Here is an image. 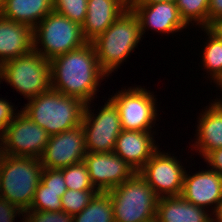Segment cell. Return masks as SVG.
I'll return each mask as SVG.
<instances>
[{"label": "cell", "mask_w": 222, "mask_h": 222, "mask_svg": "<svg viewBox=\"0 0 222 222\" xmlns=\"http://www.w3.org/2000/svg\"><path fill=\"white\" fill-rule=\"evenodd\" d=\"M208 28L222 40V19L216 20Z\"/></svg>", "instance_id": "836d02e7"}, {"label": "cell", "mask_w": 222, "mask_h": 222, "mask_svg": "<svg viewBox=\"0 0 222 222\" xmlns=\"http://www.w3.org/2000/svg\"><path fill=\"white\" fill-rule=\"evenodd\" d=\"M87 153L82 125L51 135L40 162L43 168L62 169L80 163Z\"/></svg>", "instance_id": "7c38bea8"}, {"label": "cell", "mask_w": 222, "mask_h": 222, "mask_svg": "<svg viewBox=\"0 0 222 222\" xmlns=\"http://www.w3.org/2000/svg\"><path fill=\"white\" fill-rule=\"evenodd\" d=\"M54 11L82 26L88 9V0H53Z\"/></svg>", "instance_id": "83f0119b"}, {"label": "cell", "mask_w": 222, "mask_h": 222, "mask_svg": "<svg viewBox=\"0 0 222 222\" xmlns=\"http://www.w3.org/2000/svg\"><path fill=\"white\" fill-rule=\"evenodd\" d=\"M63 172L67 189L72 190H96L92 185L86 164L82 161L60 169Z\"/></svg>", "instance_id": "484cf974"}, {"label": "cell", "mask_w": 222, "mask_h": 222, "mask_svg": "<svg viewBox=\"0 0 222 222\" xmlns=\"http://www.w3.org/2000/svg\"><path fill=\"white\" fill-rule=\"evenodd\" d=\"M154 131L122 130L116 139L114 153L138 172L159 148Z\"/></svg>", "instance_id": "2e32d148"}, {"label": "cell", "mask_w": 222, "mask_h": 222, "mask_svg": "<svg viewBox=\"0 0 222 222\" xmlns=\"http://www.w3.org/2000/svg\"><path fill=\"white\" fill-rule=\"evenodd\" d=\"M22 222H73V215L63 211L27 210Z\"/></svg>", "instance_id": "f1b7e54d"}, {"label": "cell", "mask_w": 222, "mask_h": 222, "mask_svg": "<svg viewBox=\"0 0 222 222\" xmlns=\"http://www.w3.org/2000/svg\"><path fill=\"white\" fill-rule=\"evenodd\" d=\"M106 76L91 42L50 60L51 88L85 104L94 101L100 80Z\"/></svg>", "instance_id": "6da1fadb"}, {"label": "cell", "mask_w": 222, "mask_h": 222, "mask_svg": "<svg viewBox=\"0 0 222 222\" xmlns=\"http://www.w3.org/2000/svg\"><path fill=\"white\" fill-rule=\"evenodd\" d=\"M208 37L202 52V64L210 74L214 83L222 76V40L208 27L201 28Z\"/></svg>", "instance_id": "cb8c5ba5"}, {"label": "cell", "mask_w": 222, "mask_h": 222, "mask_svg": "<svg viewBox=\"0 0 222 222\" xmlns=\"http://www.w3.org/2000/svg\"><path fill=\"white\" fill-rule=\"evenodd\" d=\"M91 102L85 105L82 127L87 152H114L116 139L122 132L120 113L114 102L108 98L99 112L94 114ZM91 109V110H90ZM96 116V117H95Z\"/></svg>", "instance_id": "ba28073f"}, {"label": "cell", "mask_w": 222, "mask_h": 222, "mask_svg": "<svg viewBox=\"0 0 222 222\" xmlns=\"http://www.w3.org/2000/svg\"><path fill=\"white\" fill-rule=\"evenodd\" d=\"M86 164L90 181L98 192H108L130 179L136 170L114 152H87Z\"/></svg>", "instance_id": "4fadbf2b"}, {"label": "cell", "mask_w": 222, "mask_h": 222, "mask_svg": "<svg viewBox=\"0 0 222 222\" xmlns=\"http://www.w3.org/2000/svg\"><path fill=\"white\" fill-rule=\"evenodd\" d=\"M140 22L142 37L149 28L160 34H174L189 27L180 16L176 3L130 4Z\"/></svg>", "instance_id": "5bb4252c"}, {"label": "cell", "mask_w": 222, "mask_h": 222, "mask_svg": "<svg viewBox=\"0 0 222 222\" xmlns=\"http://www.w3.org/2000/svg\"><path fill=\"white\" fill-rule=\"evenodd\" d=\"M159 149L138 172L158 197L180 196L186 168L176 156L161 152Z\"/></svg>", "instance_id": "8fae6325"}, {"label": "cell", "mask_w": 222, "mask_h": 222, "mask_svg": "<svg viewBox=\"0 0 222 222\" xmlns=\"http://www.w3.org/2000/svg\"><path fill=\"white\" fill-rule=\"evenodd\" d=\"M212 102L198 117L195 145H192L202 158L209 152L222 148V102Z\"/></svg>", "instance_id": "ac0fdd59"}, {"label": "cell", "mask_w": 222, "mask_h": 222, "mask_svg": "<svg viewBox=\"0 0 222 222\" xmlns=\"http://www.w3.org/2000/svg\"><path fill=\"white\" fill-rule=\"evenodd\" d=\"M204 160L208 167L222 176V148L209 152Z\"/></svg>", "instance_id": "1f68e13d"}, {"label": "cell", "mask_w": 222, "mask_h": 222, "mask_svg": "<svg viewBox=\"0 0 222 222\" xmlns=\"http://www.w3.org/2000/svg\"><path fill=\"white\" fill-rule=\"evenodd\" d=\"M141 86L118 91L111 100L120 113L122 130L151 131L157 120L156 98Z\"/></svg>", "instance_id": "9c48e42d"}, {"label": "cell", "mask_w": 222, "mask_h": 222, "mask_svg": "<svg viewBox=\"0 0 222 222\" xmlns=\"http://www.w3.org/2000/svg\"><path fill=\"white\" fill-rule=\"evenodd\" d=\"M42 170L40 159L4 154L0 160V198L23 212L29 210L41 181Z\"/></svg>", "instance_id": "277c9868"}, {"label": "cell", "mask_w": 222, "mask_h": 222, "mask_svg": "<svg viewBox=\"0 0 222 222\" xmlns=\"http://www.w3.org/2000/svg\"><path fill=\"white\" fill-rule=\"evenodd\" d=\"M3 153V144H2V135H0V160L2 159Z\"/></svg>", "instance_id": "74e56055"}, {"label": "cell", "mask_w": 222, "mask_h": 222, "mask_svg": "<svg viewBox=\"0 0 222 222\" xmlns=\"http://www.w3.org/2000/svg\"><path fill=\"white\" fill-rule=\"evenodd\" d=\"M66 190L63 172L60 169L43 168L41 181L29 210L62 211L61 197Z\"/></svg>", "instance_id": "44dd1931"}, {"label": "cell", "mask_w": 222, "mask_h": 222, "mask_svg": "<svg viewBox=\"0 0 222 222\" xmlns=\"http://www.w3.org/2000/svg\"><path fill=\"white\" fill-rule=\"evenodd\" d=\"M14 109V105H11V102L6 101L3 97L0 98V135L4 133L7 126L14 120L17 114L16 109Z\"/></svg>", "instance_id": "f546056e"}, {"label": "cell", "mask_w": 222, "mask_h": 222, "mask_svg": "<svg viewBox=\"0 0 222 222\" xmlns=\"http://www.w3.org/2000/svg\"><path fill=\"white\" fill-rule=\"evenodd\" d=\"M128 8L124 0H88L87 15L82 24L84 39L94 41Z\"/></svg>", "instance_id": "e0dca14e"}, {"label": "cell", "mask_w": 222, "mask_h": 222, "mask_svg": "<svg viewBox=\"0 0 222 222\" xmlns=\"http://www.w3.org/2000/svg\"><path fill=\"white\" fill-rule=\"evenodd\" d=\"M3 81V63L0 62V82Z\"/></svg>", "instance_id": "ab89813d"}, {"label": "cell", "mask_w": 222, "mask_h": 222, "mask_svg": "<svg viewBox=\"0 0 222 222\" xmlns=\"http://www.w3.org/2000/svg\"><path fill=\"white\" fill-rule=\"evenodd\" d=\"M198 207L180 196H163L158 198L157 222H212V213Z\"/></svg>", "instance_id": "ffe728a7"}, {"label": "cell", "mask_w": 222, "mask_h": 222, "mask_svg": "<svg viewBox=\"0 0 222 222\" xmlns=\"http://www.w3.org/2000/svg\"><path fill=\"white\" fill-rule=\"evenodd\" d=\"M17 112L2 134L3 153L40 159L50 135L22 111Z\"/></svg>", "instance_id": "30bf717a"}, {"label": "cell", "mask_w": 222, "mask_h": 222, "mask_svg": "<svg viewBox=\"0 0 222 222\" xmlns=\"http://www.w3.org/2000/svg\"><path fill=\"white\" fill-rule=\"evenodd\" d=\"M17 214L18 217L23 216L24 212L11 202L0 198V222H14Z\"/></svg>", "instance_id": "4dcf8cb0"}, {"label": "cell", "mask_w": 222, "mask_h": 222, "mask_svg": "<svg viewBox=\"0 0 222 222\" xmlns=\"http://www.w3.org/2000/svg\"><path fill=\"white\" fill-rule=\"evenodd\" d=\"M141 39L139 19L129 7L91 43L95 48L100 67L110 76L114 70L120 68L121 63L125 62L124 60L134 51Z\"/></svg>", "instance_id": "3957f363"}, {"label": "cell", "mask_w": 222, "mask_h": 222, "mask_svg": "<svg viewBox=\"0 0 222 222\" xmlns=\"http://www.w3.org/2000/svg\"><path fill=\"white\" fill-rule=\"evenodd\" d=\"M33 40L34 51L48 60L87 43L82 34V26L55 11L49 13L33 29Z\"/></svg>", "instance_id": "8992f818"}, {"label": "cell", "mask_w": 222, "mask_h": 222, "mask_svg": "<svg viewBox=\"0 0 222 222\" xmlns=\"http://www.w3.org/2000/svg\"><path fill=\"white\" fill-rule=\"evenodd\" d=\"M128 5H130L134 0H124Z\"/></svg>", "instance_id": "60d3db41"}, {"label": "cell", "mask_w": 222, "mask_h": 222, "mask_svg": "<svg viewBox=\"0 0 222 222\" xmlns=\"http://www.w3.org/2000/svg\"><path fill=\"white\" fill-rule=\"evenodd\" d=\"M52 11L53 0H4L1 17L34 29Z\"/></svg>", "instance_id": "7402d4cb"}, {"label": "cell", "mask_w": 222, "mask_h": 222, "mask_svg": "<svg viewBox=\"0 0 222 222\" xmlns=\"http://www.w3.org/2000/svg\"><path fill=\"white\" fill-rule=\"evenodd\" d=\"M219 19H222V0H210L208 9V27Z\"/></svg>", "instance_id": "d6a6232c"}, {"label": "cell", "mask_w": 222, "mask_h": 222, "mask_svg": "<svg viewBox=\"0 0 222 222\" xmlns=\"http://www.w3.org/2000/svg\"><path fill=\"white\" fill-rule=\"evenodd\" d=\"M4 10V0H0V17L2 16Z\"/></svg>", "instance_id": "f35d334b"}, {"label": "cell", "mask_w": 222, "mask_h": 222, "mask_svg": "<svg viewBox=\"0 0 222 222\" xmlns=\"http://www.w3.org/2000/svg\"><path fill=\"white\" fill-rule=\"evenodd\" d=\"M33 50V29L0 17V62L4 64Z\"/></svg>", "instance_id": "d6986e66"}, {"label": "cell", "mask_w": 222, "mask_h": 222, "mask_svg": "<svg viewBox=\"0 0 222 222\" xmlns=\"http://www.w3.org/2000/svg\"><path fill=\"white\" fill-rule=\"evenodd\" d=\"M177 8L184 22L190 26H199L198 28L208 27V9L210 0H176Z\"/></svg>", "instance_id": "d4e9b609"}, {"label": "cell", "mask_w": 222, "mask_h": 222, "mask_svg": "<svg viewBox=\"0 0 222 222\" xmlns=\"http://www.w3.org/2000/svg\"><path fill=\"white\" fill-rule=\"evenodd\" d=\"M181 196L191 204L213 213L222 197V176L212 169L190 175L185 171ZM214 206V207H212Z\"/></svg>", "instance_id": "9a60e30c"}, {"label": "cell", "mask_w": 222, "mask_h": 222, "mask_svg": "<svg viewBox=\"0 0 222 222\" xmlns=\"http://www.w3.org/2000/svg\"><path fill=\"white\" fill-rule=\"evenodd\" d=\"M212 215L215 216L212 217V222H222V197Z\"/></svg>", "instance_id": "e575fe53"}, {"label": "cell", "mask_w": 222, "mask_h": 222, "mask_svg": "<svg viewBox=\"0 0 222 222\" xmlns=\"http://www.w3.org/2000/svg\"><path fill=\"white\" fill-rule=\"evenodd\" d=\"M216 85L220 88L221 87V91H222V76L218 79V81L216 82ZM221 99V100H220ZM217 98L215 99V101L217 102H222V98Z\"/></svg>", "instance_id": "8d00e7d4"}, {"label": "cell", "mask_w": 222, "mask_h": 222, "mask_svg": "<svg viewBox=\"0 0 222 222\" xmlns=\"http://www.w3.org/2000/svg\"><path fill=\"white\" fill-rule=\"evenodd\" d=\"M3 81L27 100L51 88L50 60L32 51L3 64Z\"/></svg>", "instance_id": "52a82bcc"}, {"label": "cell", "mask_w": 222, "mask_h": 222, "mask_svg": "<svg viewBox=\"0 0 222 222\" xmlns=\"http://www.w3.org/2000/svg\"><path fill=\"white\" fill-rule=\"evenodd\" d=\"M97 193V190L67 189L61 197L62 211L71 215L80 213Z\"/></svg>", "instance_id": "4316f807"}, {"label": "cell", "mask_w": 222, "mask_h": 222, "mask_svg": "<svg viewBox=\"0 0 222 222\" xmlns=\"http://www.w3.org/2000/svg\"><path fill=\"white\" fill-rule=\"evenodd\" d=\"M159 2L175 3L176 0H134L131 4H148V3H159Z\"/></svg>", "instance_id": "d590c367"}, {"label": "cell", "mask_w": 222, "mask_h": 222, "mask_svg": "<svg viewBox=\"0 0 222 222\" xmlns=\"http://www.w3.org/2000/svg\"><path fill=\"white\" fill-rule=\"evenodd\" d=\"M85 105L50 88L29 99L21 111L51 136L81 125Z\"/></svg>", "instance_id": "7a4b0ae2"}, {"label": "cell", "mask_w": 222, "mask_h": 222, "mask_svg": "<svg viewBox=\"0 0 222 222\" xmlns=\"http://www.w3.org/2000/svg\"><path fill=\"white\" fill-rule=\"evenodd\" d=\"M73 222H114L109 193L98 192L80 213L73 215Z\"/></svg>", "instance_id": "603a6c76"}, {"label": "cell", "mask_w": 222, "mask_h": 222, "mask_svg": "<svg viewBox=\"0 0 222 222\" xmlns=\"http://www.w3.org/2000/svg\"><path fill=\"white\" fill-rule=\"evenodd\" d=\"M108 193L113 205L114 222L155 220L159 197L139 172Z\"/></svg>", "instance_id": "5b68a950"}]
</instances>
